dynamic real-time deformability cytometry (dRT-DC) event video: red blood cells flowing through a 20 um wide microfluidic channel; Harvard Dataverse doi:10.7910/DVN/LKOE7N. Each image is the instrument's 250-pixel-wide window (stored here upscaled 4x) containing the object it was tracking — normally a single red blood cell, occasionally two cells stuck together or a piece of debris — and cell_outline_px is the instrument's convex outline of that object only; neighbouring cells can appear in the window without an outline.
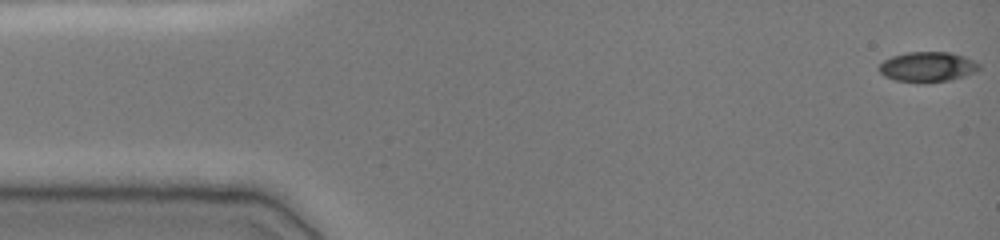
{"species": "common noctule bat (a hibernating species)", "species_latin": "Nyctalus noctula", "temperature_condition": "cold", "stored_images_in_passage": 49, "camera_frame_rate_fps": 3000, "um_per_image_px": 0.085, "animal": {"sex": "female", "body_mass_g": 19.0, "forearm_length_mm": 51.5}, "frame": {"image": 1, "passage_image": 1, "time_ms": 0.0, "image_size_px": [1000, 240], "cell_outline_px": [[980, 68], [976, 72], [952, 80], [896, 80], [884, 76], [880, 72], [880, 64], [884, 60], [892, 56], [908, 52], [948, 52], [964, 56], [980, 64]], "centroid_in_image_um": [78.87, 5.64], "position_along_channel_um": 6.1, "area_um2": 16.88}}
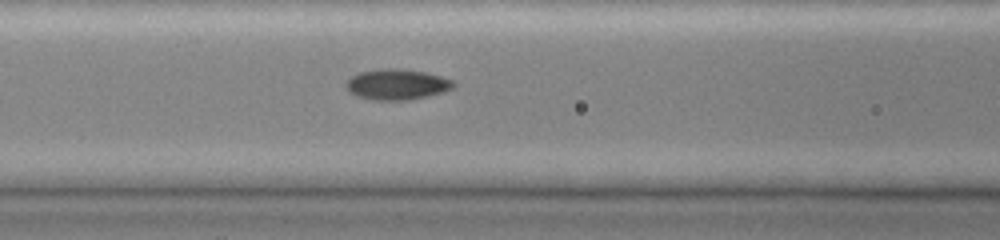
{"frame": {"image": 2, "passage_image": 20, "time_ms": 6.333, "image_size_px": [1000, 240], "cell_outline_px": [[456, 84], [452, 88], [444, 92], [428, 96], [408, 100], [372, 100], [356, 96], [348, 92], [344, 84], [352, 76], [360, 72], [384, 68], [400, 68], [424, 72], [440, 76], [452, 80]], "centroid_in_image_um": [33.72, 7.18], "position_along_channel_um": 132.9, "area_um2": 19.31}}
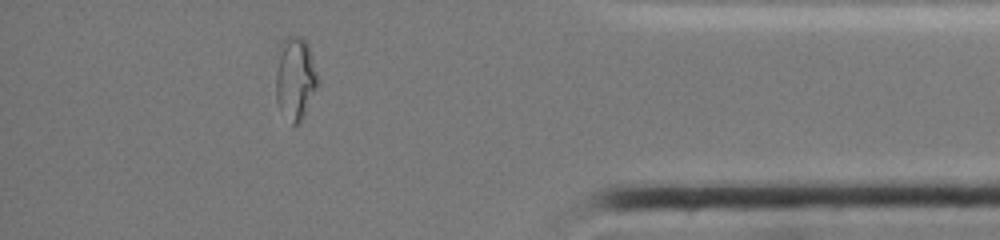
{"frame": {"image": 3, "passage_image": 43, "time_ms": 14.0, "image_size_px": [1000, 240], "cell_outline_px": [[320, 84], [300, 120], [292, 128], [280, 112], [276, 100], [276, 72], [280, 44], [284, 36], [300, 36], [308, 44], [320, 80]], "centroid_in_image_um": [25.1, 6.68], "position_along_channel_um": 410.1, "area_um2": 20.69}, "authors_computed_cell_mechanics": {"area_um2": 18.4382, "velocity_mm_per_s": 3.9168, "shape_relaxation_time_tau1_ms": 10.7174, "shape_relaxation_time_tau2_ms": 1.3866, "deformation_change_tau1": 0.2986, "deformation_change_tau2": 0.0374}}